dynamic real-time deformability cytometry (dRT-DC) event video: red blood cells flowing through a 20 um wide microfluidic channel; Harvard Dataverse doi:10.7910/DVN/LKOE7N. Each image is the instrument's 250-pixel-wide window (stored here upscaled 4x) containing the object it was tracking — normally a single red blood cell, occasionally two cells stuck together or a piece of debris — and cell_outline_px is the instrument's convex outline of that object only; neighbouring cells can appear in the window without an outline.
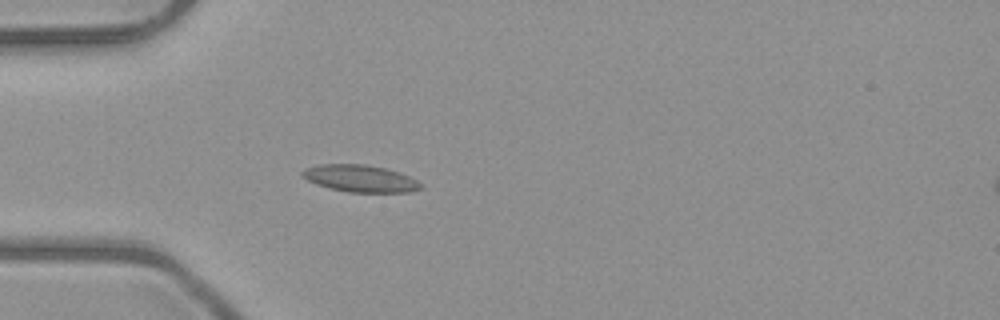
{"species": "common noctule bat (a hibernating species)", "species_latin": "Nyctalus noctula", "temperature_condition": "room temperature", "stored_images_in_passage": 51, "camera_frame_rate_fps": 3000, "um_per_image_px": 0.085, "animal": {"sex": "male", "body_mass_g": 23.1, "forearm_length_mm": 52.7}, "frame": {"image": 1, "passage_image": 15, "time_ms": 4.667, "image_size_px": [1000, 320], "cell_outline_px": [[424, 188], [408, 192], [348, 192], [328, 188], [316, 184], [300, 176], [300, 172], [304, 168], [320, 164], [364, 164], [384, 168], [408, 176], [416, 180]], "centroid_in_image_um": [30.55, 15.17], "position_along_channel_um": 54.4, "area_um2": 18.61}}
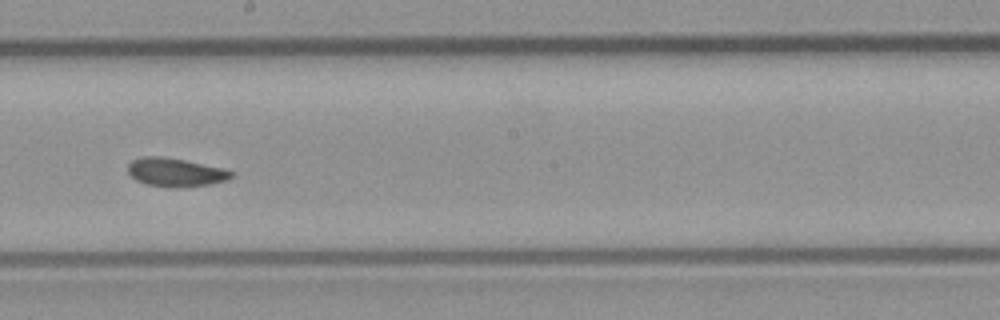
{"frame": {"image": 2, "passage_image": 29, "time_ms": 9.333, "image_size_px": [1000, 320], "cell_outline_px": [[232, 176], [228, 180], [188, 188], [168, 188], [148, 184], [136, 180], [128, 172], [128, 164], [132, 160], [140, 156], [164, 156], [224, 168], [232, 172]], "centroid_in_image_um": [14.9, 14.65], "position_along_channel_um": 233.3, "area_um2": 17.4}}
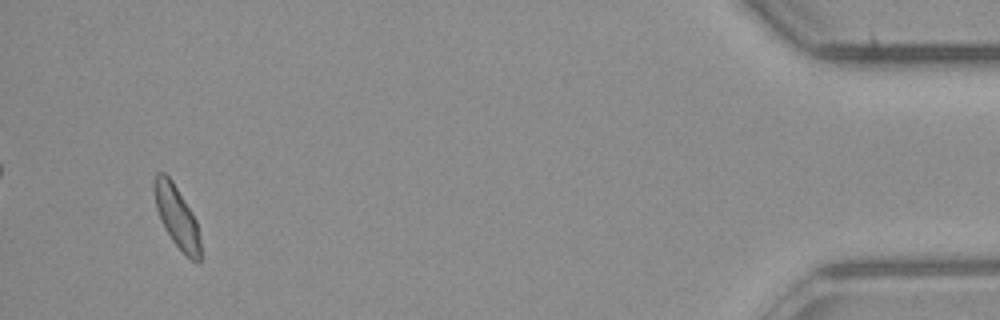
{"frame": {"image": 3, "passage_image": 49, "time_ms": 16.0, "image_size_px": [1000, 320], "cell_outline_px": [[200, 264], [196, 264], [172, 240], [164, 228], [160, 220], [156, 208], [152, 188], [152, 180], [156, 172], [164, 172], [172, 180], [192, 212], [196, 220], [200, 240]], "centroid_in_image_um": [14.99, 18.37], "position_along_channel_um": 420.2, "area_um2": 16.82}, "authors_computed_cell_mechanics": {"area_um2": 17.1088, "velocity_mm_per_s": 3.9967, "shape_relaxation_time_tau1_ms": 3.3117, "shape_relaxation_time_tau2_ms": 2.2519, "deformation_change_tau1": 0.0865, "deformation_change_tau2": 0.0653}}